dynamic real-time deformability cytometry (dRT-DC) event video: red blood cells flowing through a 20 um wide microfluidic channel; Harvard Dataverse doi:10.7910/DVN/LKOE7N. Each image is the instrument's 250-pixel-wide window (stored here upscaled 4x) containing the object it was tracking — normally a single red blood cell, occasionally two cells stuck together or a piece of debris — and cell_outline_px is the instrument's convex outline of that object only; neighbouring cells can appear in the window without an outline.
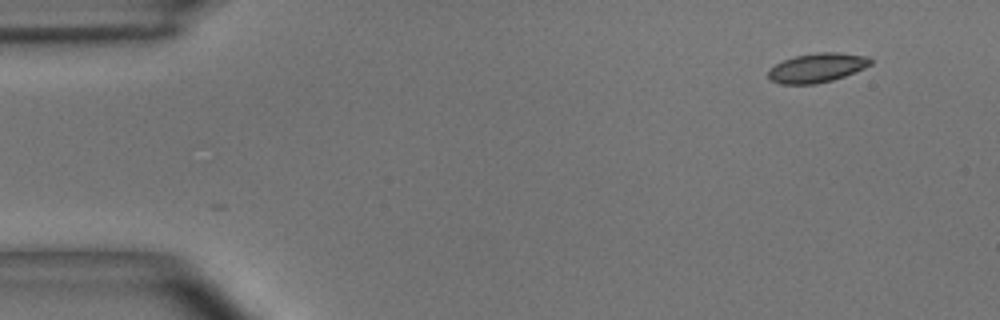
{"species": "common noctule bat (a hibernating species)", "species_latin": "Nyctalus noctula", "temperature_condition": "room temperature", "stored_images_in_passage": 43, "camera_frame_rate_fps": 3000, "um_per_image_px": 0.085, "animal": {"sex": "male", "body_mass_g": 15.6}, "frame": {"image": 1, "passage_image": 1, "time_ms": 0.0, "image_size_px": [1000, 320], "cell_outline_px": [[872, 64], [864, 68], [844, 76], [832, 80], [816, 84], [780, 84], [772, 80], [768, 76], [768, 72], [776, 64], [784, 60], [796, 56], [816, 52], [840, 52], [868, 56], [872, 60]], "centroid_in_image_um": [69.49, 5.75], "position_along_channel_um": 15.5, "area_um2": 17.34}}
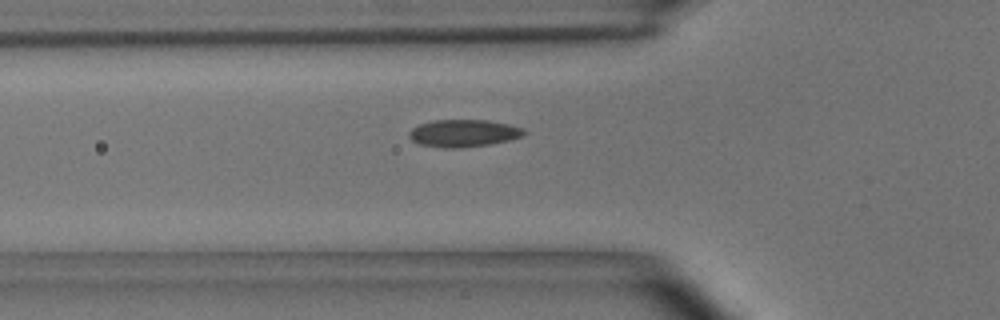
{"frame": {"image": 2, "passage_image": 15, "time_ms": 4.667, "image_size_px": [1000, 320], "cell_outline_px": [[528, 132], [524, 136], [492, 144], [460, 148], [448, 148], [420, 144], [412, 140], [408, 136], [408, 132], [412, 128], [420, 124], [432, 120], [488, 120], [508, 124], [524, 128]], "centroid_in_image_um": [39.43, 11.32], "position_along_channel_um": 86.4, "area_um2": 18.44}}
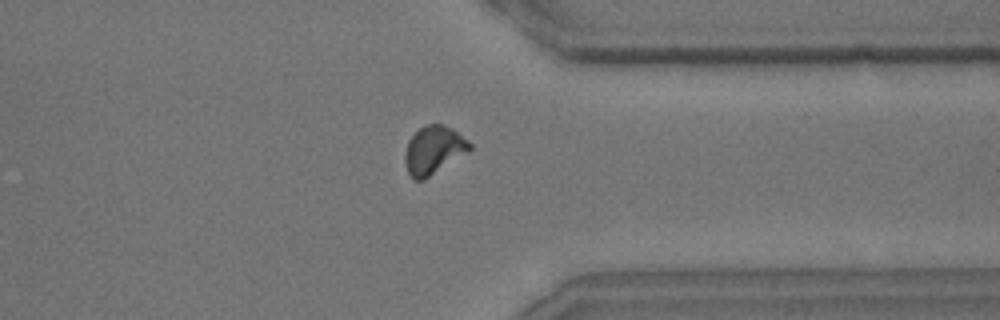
{"frame": {"image": 3, "passage_image": 39, "time_ms": 12.667, "image_size_px": [1000, 320], "cell_outline_px": [[472, 148], [468, 152], [424, 180], [412, 180], [408, 172], [404, 160], [404, 156], [408, 140], [424, 124], [440, 124], [452, 128], [468, 140], [472, 144]], "centroid_in_image_um": [36.86, 12.76], "position_along_channel_um": 374.5, "area_um2": 18.21}, "authors_computed_cell_mechanics": {"area_um2": 17.8024, "velocity_mm_per_s": 3.6418, "shape_relaxation_time_tau1_ms": 4.6535, "shape_relaxation_time_tau2_ms": 1.556, "deformation_change_tau1": 0.1131, "deformation_change_tau2": 0.064}}